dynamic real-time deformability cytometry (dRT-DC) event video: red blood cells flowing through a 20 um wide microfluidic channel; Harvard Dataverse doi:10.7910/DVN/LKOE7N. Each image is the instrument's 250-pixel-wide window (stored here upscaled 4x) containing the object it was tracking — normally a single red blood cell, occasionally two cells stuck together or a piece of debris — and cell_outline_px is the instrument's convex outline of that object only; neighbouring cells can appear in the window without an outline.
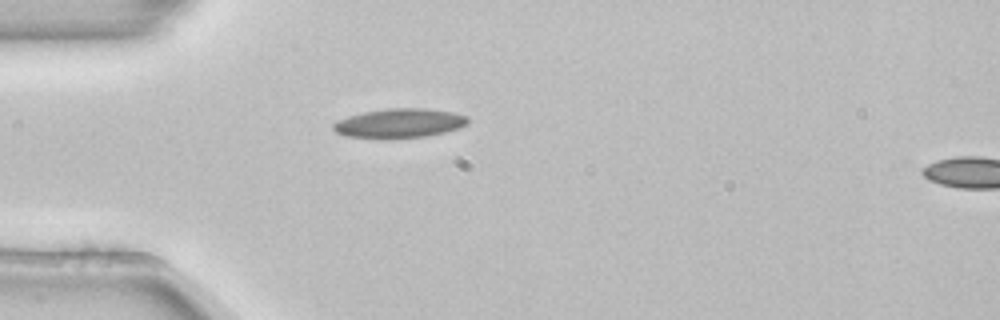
{"species": "common noctule bat (a hibernating species)", "species_latin": "Nyctalus noctula", "temperature_condition": "room temperature", "stored_images_in_passage": 34, "camera_frame_rate_fps": 3000, "um_per_image_px": 0.085, "animal": {"sex": "female", "body_mass_g": 22.7, "forearm_length_mm": 54.2}, "frame": {"image": 1, "passage_image": 1, "time_ms": 0.0, "image_size_px": [1000, 320], "cell_outline_px": [[468, 124], [460, 128], [428, 136], [392, 140], [384, 140], [344, 136], [336, 132], [332, 128], [332, 124], [348, 116], [364, 112], [388, 108], [424, 108], [452, 112], [468, 116]], "centroid_in_image_um": [33.94, 10.5], "position_along_channel_um": 51.1, "area_um2": 23.52}, "authors_computed_cell_mechanics": {"area_um2": 21.0681, "velocity_mm_per_s": 3.8595, "shape_relaxation_time_tau1_ms": 9.458, "shape_relaxation_time_tau2_ms": null, "deformation_change_tau1": 0.1678, "deformation_change_tau2": null}}